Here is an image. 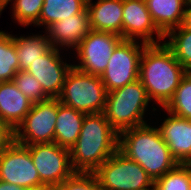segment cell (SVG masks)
Returning <instances> with one entry per match:
<instances>
[{
    "label": "cell",
    "mask_w": 191,
    "mask_h": 190,
    "mask_svg": "<svg viewBox=\"0 0 191 190\" xmlns=\"http://www.w3.org/2000/svg\"><path fill=\"white\" fill-rule=\"evenodd\" d=\"M118 150L137 162L153 181L179 164L162 139L159 129L147 123L119 133Z\"/></svg>",
    "instance_id": "3"
},
{
    "label": "cell",
    "mask_w": 191,
    "mask_h": 190,
    "mask_svg": "<svg viewBox=\"0 0 191 190\" xmlns=\"http://www.w3.org/2000/svg\"><path fill=\"white\" fill-rule=\"evenodd\" d=\"M94 174L101 190H154V181L147 172L119 150L110 156Z\"/></svg>",
    "instance_id": "6"
},
{
    "label": "cell",
    "mask_w": 191,
    "mask_h": 190,
    "mask_svg": "<svg viewBox=\"0 0 191 190\" xmlns=\"http://www.w3.org/2000/svg\"><path fill=\"white\" fill-rule=\"evenodd\" d=\"M11 0H0V13L7 6L8 2ZM1 15V14H0Z\"/></svg>",
    "instance_id": "32"
},
{
    "label": "cell",
    "mask_w": 191,
    "mask_h": 190,
    "mask_svg": "<svg viewBox=\"0 0 191 190\" xmlns=\"http://www.w3.org/2000/svg\"><path fill=\"white\" fill-rule=\"evenodd\" d=\"M168 114L159 132L177 162L187 164L191 160V120Z\"/></svg>",
    "instance_id": "14"
},
{
    "label": "cell",
    "mask_w": 191,
    "mask_h": 190,
    "mask_svg": "<svg viewBox=\"0 0 191 190\" xmlns=\"http://www.w3.org/2000/svg\"><path fill=\"white\" fill-rule=\"evenodd\" d=\"M157 34V41L153 39ZM142 38L146 44H158L164 35L155 26L145 0H123V40Z\"/></svg>",
    "instance_id": "13"
},
{
    "label": "cell",
    "mask_w": 191,
    "mask_h": 190,
    "mask_svg": "<svg viewBox=\"0 0 191 190\" xmlns=\"http://www.w3.org/2000/svg\"><path fill=\"white\" fill-rule=\"evenodd\" d=\"M122 40L117 34L91 29L75 48L80 64L73 66L87 74L101 76L113 50Z\"/></svg>",
    "instance_id": "11"
},
{
    "label": "cell",
    "mask_w": 191,
    "mask_h": 190,
    "mask_svg": "<svg viewBox=\"0 0 191 190\" xmlns=\"http://www.w3.org/2000/svg\"><path fill=\"white\" fill-rule=\"evenodd\" d=\"M145 3L155 26L164 36L183 24L184 0H145Z\"/></svg>",
    "instance_id": "18"
},
{
    "label": "cell",
    "mask_w": 191,
    "mask_h": 190,
    "mask_svg": "<svg viewBox=\"0 0 191 190\" xmlns=\"http://www.w3.org/2000/svg\"><path fill=\"white\" fill-rule=\"evenodd\" d=\"M154 190H191V167L178 164L154 181Z\"/></svg>",
    "instance_id": "25"
},
{
    "label": "cell",
    "mask_w": 191,
    "mask_h": 190,
    "mask_svg": "<svg viewBox=\"0 0 191 190\" xmlns=\"http://www.w3.org/2000/svg\"><path fill=\"white\" fill-rule=\"evenodd\" d=\"M13 18L18 24L29 25L36 24L44 3V0H14Z\"/></svg>",
    "instance_id": "26"
},
{
    "label": "cell",
    "mask_w": 191,
    "mask_h": 190,
    "mask_svg": "<svg viewBox=\"0 0 191 190\" xmlns=\"http://www.w3.org/2000/svg\"><path fill=\"white\" fill-rule=\"evenodd\" d=\"M13 82L33 104L49 98L44 93L41 84L27 71H18Z\"/></svg>",
    "instance_id": "27"
},
{
    "label": "cell",
    "mask_w": 191,
    "mask_h": 190,
    "mask_svg": "<svg viewBox=\"0 0 191 190\" xmlns=\"http://www.w3.org/2000/svg\"><path fill=\"white\" fill-rule=\"evenodd\" d=\"M0 180L28 190H48L41 183L29 150L13 139L0 152Z\"/></svg>",
    "instance_id": "10"
},
{
    "label": "cell",
    "mask_w": 191,
    "mask_h": 190,
    "mask_svg": "<svg viewBox=\"0 0 191 190\" xmlns=\"http://www.w3.org/2000/svg\"><path fill=\"white\" fill-rule=\"evenodd\" d=\"M186 2V4L191 3V0H184Z\"/></svg>",
    "instance_id": "33"
},
{
    "label": "cell",
    "mask_w": 191,
    "mask_h": 190,
    "mask_svg": "<svg viewBox=\"0 0 191 190\" xmlns=\"http://www.w3.org/2000/svg\"><path fill=\"white\" fill-rule=\"evenodd\" d=\"M32 157L41 183L48 189L61 184L75 171L72 168L69 149L57 143H39L25 146Z\"/></svg>",
    "instance_id": "8"
},
{
    "label": "cell",
    "mask_w": 191,
    "mask_h": 190,
    "mask_svg": "<svg viewBox=\"0 0 191 190\" xmlns=\"http://www.w3.org/2000/svg\"><path fill=\"white\" fill-rule=\"evenodd\" d=\"M19 71V58L13 36L0 31V82L13 81Z\"/></svg>",
    "instance_id": "23"
},
{
    "label": "cell",
    "mask_w": 191,
    "mask_h": 190,
    "mask_svg": "<svg viewBox=\"0 0 191 190\" xmlns=\"http://www.w3.org/2000/svg\"><path fill=\"white\" fill-rule=\"evenodd\" d=\"M150 99L142 82H134L107 92L105 116L110 126L119 134L146 122L143 120L144 112Z\"/></svg>",
    "instance_id": "4"
},
{
    "label": "cell",
    "mask_w": 191,
    "mask_h": 190,
    "mask_svg": "<svg viewBox=\"0 0 191 190\" xmlns=\"http://www.w3.org/2000/svg\"><path fill=\"white\" fill-rule=\"evenodd\" d=\"M164 37L165 39L169 37L170 40L164 42L171 49L176 60L187 72H191V29L182 24L170 30Z\"/></svg>",
    "instance_id": "22"
},
{
    "label": "cell",
    "mask_w": 191,
    "mask_h": 190,
    "mask_svg": "<svg viewBox=\"0 0 191 190\" xmlns=\"http://www.w3.org/2000/svg\"><path fill=\"white\" fill-rule=\"evenodd\" d=\"M0 190H28L23 186L11 184L0 180Z\"/></svg>",
    "instance_id": "30"
},
{
    "label": "cell",
    "mask_w": 191,
    "mask_h": 190,
    "mask_svg": "<svg viewBox=\"0 0 191 190\" xmlns=\"http://www.w3.org/2000/svg\"><path fill=\"white\" fill-rule=\"evenodd\" d=\"M57 110L58 98L32 104L29 113L12 133V139L23 146L54 142Z\"/></svg>",
    "instance_id": "7"
},
{
    "label": "cell",
    "mask_w": 191,
    "mask_h": 190,
    "mask_svg": "<svg viewBox=\"0 0 191 190\" xmlns=\"http://www.w3.org/2000/svg\"><path fill=\"white\" fill-rule=\"evenodd\" d=\"M13 40L19 58V71H27L32 63L41 59L53 47L45 35L13 36Z\"/></svg>",
    "instance_id": "20"
},
{
    "label": "cell",
    "mask_w": 191,
    "mask_h": 190,
    "mask_svg": "<svg viewBox=\"0 0 191 190\" xmlns=\"http://www.w3.org/2000/svg\"><path fill=\"white\" fill-rule=\"evenodd\" d=\"M72 66L61 60L59 48L52 47L41 59L32 63L27 72L41 84L49 98H58Z\"/></svg>",
    "instance_id": "12"
},
{
    "label": "cell",
    "mask_w": 191,
    "mask_h": 190,
    "mask_svg": "<svg viewBox=\"0 0 191 190\" xmlns=\"http://www.w3.org/2000/svg\"><path fill=\"white\" fill-rule=\"evenodd\" d=\"M187 164L191 167V160Z\"/></svg>",
    "instance_id": "34"
},
{
    "label": "cell",
    "mask_w": 191,
    "mask_h": 190,
    "mask_svg": "<svg viewBox=\"0 0 191 190\" xmlns=\"http://www.w3.org/2000/svg\"><path fill=\"white\" fill-rule=\"evenodd\" d=\"M119 134L105 113L85 114L79 137L69 150L75 172H95L118 150Z\"/></svg>",
    "instance_id": "1"
},
{
    "label": "cell",
    "mask_w": 191,
    "mask_h": 190,
    "mask_svg": "<svg viewBox=\"0 0 191 190\" xmlns=\"http://www.w3.org/2000/svg\"><path fill=\"white\" fill-rule=\"evenodd\" d=\"M51 190H101L94 172H74Z\"/></svg>",
    "instance_id": "28"
},
{
    "label": "cell",
    "mask_w": 191,
    "mask_h": 190,
    "mask_svg": "<svg viewBox=\"0 0 191 190\" xmlns=\"http://www.w3.org/2000/svg\"><path fill=\"white\" fill-rule=\"evenodd\" d=\"M46 29L49 42L54 48L58 49L57 45L60 44V47L67 46L75 49L91 30L87 9L66 20L54 22Z\"/></svg>",
    "instance_id": "17"
},
{
    "label": "cell",
    "mask_w": 191,
    "mask_h": 190,
    "mask_svg": "<svg viewBox=\"0 0 191 190\" xmlns=\"http://www.w3.org/2000/svg\"><path fill=\"white\" fill-rule=\"evenodd\" d=\"M87 6V0H44L39 21L35 25H46V28L72 15L82 13Z\"/></svg>",
    "instance_id": "21"
},
{
    "label": "cell",
    "mask_w": 191,
    "mask_h": 190,
    "mask_svg": "<svg viewBox=\"0 0 191 190\" xmlns=\"http://www.w3.org/2000/svg\"><path fill=\"white\" fill-rule=\"evenodd\" d=\"M164 109L173 115L191 120V72L183 77Z\"/></svg>",
    "instance_id": "24"
},
{
    "label": "cell",
    "mask_w": 191,
    "mask_h": 190,
    "mask_svg": "<svg viewBox=\"0 0 191 190\" xmlns=\"http://www.w3.org/2000/svg\"><path fill=\"white\" fill-rule=\"evenodd\" d=\"M107 91L100 76L79 71L74 66L68 71L59 102L84 114L104 112Z\"/></svg>",
    "instance_id": "5"
},
{
    "label": "cell",
    "mask_w": 191,
    "mask_h": 190,
    "mask_svg": "<svg viewBox=\"0 0 191 190\" xmlns=\"http://www.w3.org/2000/svg\"><path fill=\"white\" fill-rule=\"evenodd\" d=\"M87 0L90 28L110 32L123 38V0H98L92 4Z\"/></svg>",
    "instance_id": "16"
},
{
    "label": "cell",
    "mask_w": 191,
    "mask_h": 190,
    "mask_svg": "<svg viewBox=\"0 0 191 190\" xmlns=\"http://www.w3.org/2000/svg\"><path fill=\"white\" fill-rule=\"evenodd\" d=\"M32 104L13 81L0 82V123L11 133L24 120Z\"/></svg>",
    "instance_id": "15"
},
{
    "label": "cell",
    "mask_w": 191,
    "mask_h": 190,
    "mask_svg": "<svg viewBox=\"0 0 191 190\" xmlns=\"http://www.w3.org/2000/svg\"><path fill=\"white\" fill-rule=\"evenodd\" d=\"M12 140V133L0 123V152Z\"/></svg>",
    "instance_id": "29"
},
{
    "label": "cell",
    "mask_w": 191,
    "mask_h": 190,
    "mask_svg": "<svg viewBox=\"0 0 191 190\" xmlns=\"http://www.w3.org/2000/svg\"><path fill=\"white\" fill-rule=\"evenodd\" d=\"M122 40L113 50L104 73L100 76L106 91L124 87L139 78V66L146 43Z\"/></svg>",
    "instance_id": "9"
},
{
    "label": "cell",
    "mask_w": 191,
    "mask_h": 190,
    "mask_svg": "<svg viewBox=\"0 0 191 190\" xmlns=\"http://www.w3.org/2000/svg\"><path fill=\"white\" fill-rule=\"evenodd\" d=\"M183 25L191 29V3L186 4Z\"/></svg>",
    "instance_id": "31"
},
{
    "label": "cell",
    "mask_w": 191,
    "mask_h": 190,
    "mask_svg": "<svg viewBox=\"0 0 191 190\" xmlns=\"http://www.w3.org/2000/svg\"><path fill=\"white\" fill-rule=\"evenodd\" d=\"M187 71L165 44H146L140 59L139 80L150 100L162 108L172 99Z\"/></svg>",
    "instance_id": "2"
},
{
    "label": "cell",
    "mask_w": 191,
    "mask_h": 190,
    "mask_svg": "<svg viewBox=\"0 0 191 190\" xmlns=\"http://www.w3.org/2000/svg\"><path fill=\"white\" fill-rule=\"evenodd\" d=\"M85 114L58 100L54 142L60 147L71 149L77 141Z\"/></svg>",
    "instance_id": "19"
}]
</instances>
